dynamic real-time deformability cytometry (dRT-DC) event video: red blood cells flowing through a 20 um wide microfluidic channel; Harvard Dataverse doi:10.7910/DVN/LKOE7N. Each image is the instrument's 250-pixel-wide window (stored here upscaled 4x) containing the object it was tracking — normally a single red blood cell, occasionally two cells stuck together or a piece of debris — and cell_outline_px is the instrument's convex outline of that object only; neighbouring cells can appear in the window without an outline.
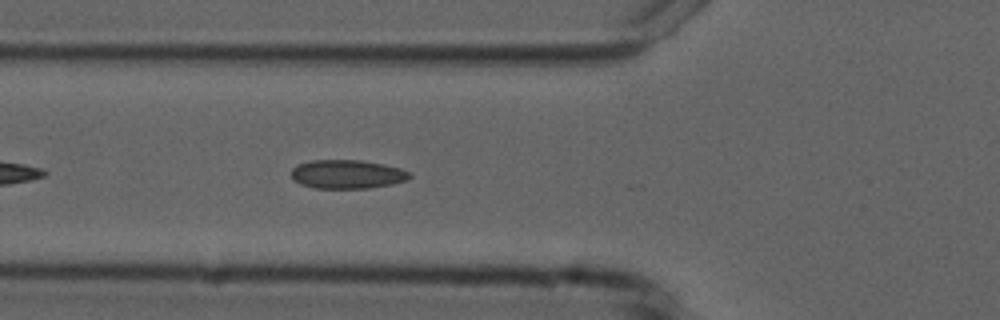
{"species": "common noctule bat (a hibernating species)", "species_latin": "Nyctalus noctula", "temperature_condition": "cold", "stored_images_in_passage": 11, "camera_frame_rate_fps": 3000, "um_per_image_px": 0.085, "animal": {"sex": "male", "forearm_length_mm": 52.5}, "frame": {"image": 1, "passage_image": 6, "time_ms": 1.667, "image_size_px": [1000, 320], "cell_outline_px": [[412, 176], [408, 180], [392, 184], [368, 188], [312, 188], [300, 184], [292, 180], [292, 168], [300, 164], [312, 160], [360, 160], [384, 164], [400, 168], [412, 172]], "centroid_in_image_um": [29.54, 14.81], "position_along_channel_um": 96.3, "area_um2": 20.0}}
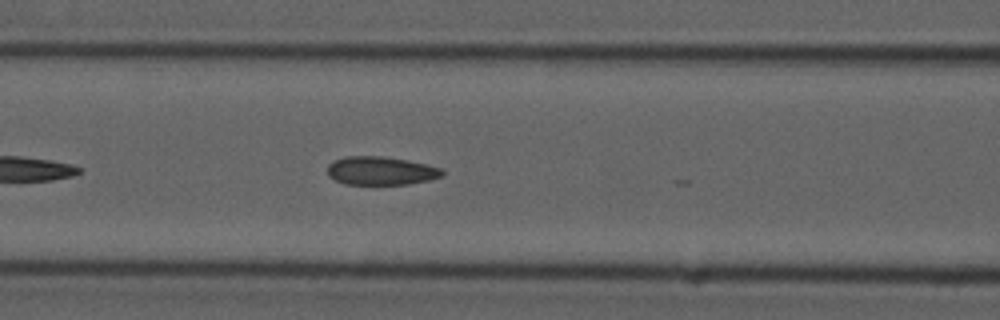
{"frame": {"image": 2, "passage_image": 9, "time_ms": 2.667, "image_size_px": [1000, 320], "cell_outline_px": [[444, 176], [428, 180], [408, 184], [344, 184], [328, 176], [328, 164], [336, 160], [348, 156], [384, 156], [408, 160], [428, 164], [440, 168], [444, 172]], "centroid_in_image_um": [32.4, 14.51], "position_along_channel_um": 134.2, "area_um2": 19.02}}